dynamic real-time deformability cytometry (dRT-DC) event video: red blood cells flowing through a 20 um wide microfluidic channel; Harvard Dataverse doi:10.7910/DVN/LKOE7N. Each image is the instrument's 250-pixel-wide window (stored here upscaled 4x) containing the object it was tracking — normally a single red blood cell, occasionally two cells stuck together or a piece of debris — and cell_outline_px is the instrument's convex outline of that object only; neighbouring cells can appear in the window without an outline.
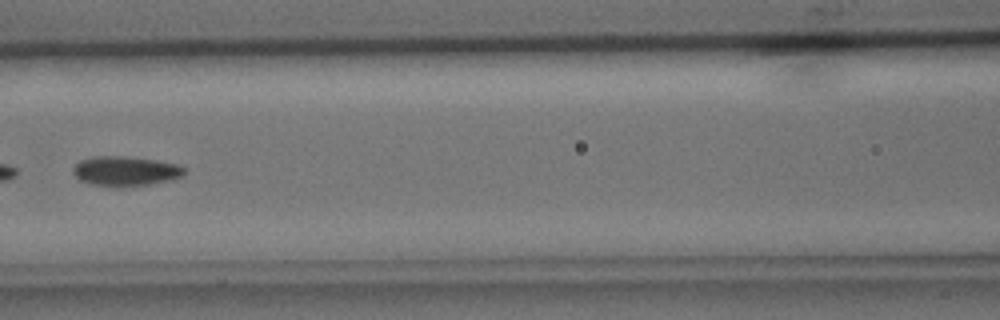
{"species": "common noctule bat (a hibernating species)", "species_latin": "Nyctalus noctula", "temperature_condition": "cold", "stored_images_in_passage": 6, "camera_frame_rate_fps": 3000, "um_per_image_px": 0.085, "animal": {"sex": "male", "body_mass_g": 15.6}, "frame": {"image": 1, "passage_image": 6, "time_ms": 5.667, "image_size_px": [1000, 320], "cell_outline_px": [[184, 176], [172, 180], [148, 184], [120, 188], [112, 188], [88, 184], [80, 180], [72, 172], [72, 168], [80, 160], [96, 156], [124, 156], [156, 160], [180, 164], [184, 168]], "centroid_in_image_um": [10.65, 14.56], "position_along_channel_um": 155.9, "area_um2": 19.71}}